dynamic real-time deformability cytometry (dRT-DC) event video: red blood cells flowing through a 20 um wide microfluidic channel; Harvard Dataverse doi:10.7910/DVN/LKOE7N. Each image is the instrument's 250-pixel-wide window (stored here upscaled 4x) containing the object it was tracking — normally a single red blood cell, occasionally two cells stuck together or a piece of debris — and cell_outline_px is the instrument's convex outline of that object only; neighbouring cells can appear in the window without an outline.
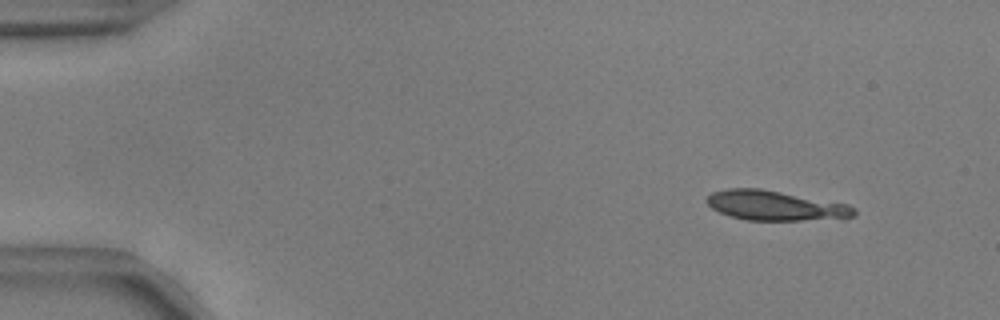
{"species": "common noctule bat (a hibernating species)", "species_latin": "Nyctalus noctula", "temperature_condition": "warm", "stored_images_in_passage": 13, "camera_frame_rate_fps": 3000, "um_per_image_px": 0.085, "animal": {"sex": "male", "body_mass_g": 17.9, "forearm_length_mm": 54.2}, "frame": {"image": 1, "passage_image": 6, "time_ms": 1.667, "image_size_px": [1000, 320], "cell_outline_px": [[856, 216], [800, 220], [748, 220], [728, 216], [712, 208], [704, 200], [712, 192], [728, 188], [760, 188], [848, 204], [856, 208]], "centroid_in_image_um": [65.85, 17.46], "position_along_channel_um": 19.1, "area_um2": 25.37}}